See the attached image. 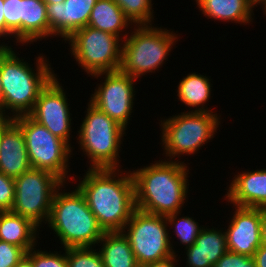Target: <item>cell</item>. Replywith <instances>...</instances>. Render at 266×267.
I'll return each mask as SVG.
<instances>
[{"label":"cell","mask_w":266,"mask_h":267,"mask_svg":"<svg viewBox=\"0 0 266 267\" xmlns=\"http://www.w3.org/2000/svg\"><path fill=\"white\" fill-rule=\"evenodd\" d=\"M121 172L89 168L76 186L104 232L122 231L136 209L131 171Z\"/></svg>","instance_id":"cell-1"},{"label":"cell","mask_w":266,"mask_h":267,"mask_svg":"<svg viewBox=\"0 0 266 267\" xmlns=\"http://www.w3.org/2000/svg\"><path fill=\"white\" fill-rule=\"evenodd\" d=\"M157 161L131 171L135 206L137 209L160 216L180 212L188 193L189 167L184 161Z\"/></svg>","instance_id":"cell-2"},{"label":"cell","mask_w":266,"mask_h":267,"mask_svg":"<svg viewBox=\"0 0 266 267\" xmlns=\"http://www.w3.org/2000/svg\"><path fill=\"white\" fill-rule=\"evenodd\" d=\"M14 51L10 46H0V115L10 118L28 115L33 110L40 91L56 75L43 54L37 57L35 70Z\"/></svg>","instance_id":"cell-3"},{"label":"cell","mask_w":266,"mask_h":267,"mask_svg":"<svg viewBox=\"0 0 266 267\" xmlns=\"http://www.w3.org/2000/svg\"><path fill=\"white\" fill-rule=\"evenodd\" d=\"M64 184L54 194L47 222L49 228L61 240L63 250L99 245L104 231L99 226L96 216L77 187L71 192H61L60 188H65Z\"/></svg>","instance_id":"cell-4"},{"label":"cell","mask_w":266,"mask_h":267,"mask_svg":"<svg viewBox=\"0 0 266 267\" xmlns=\"http://www.w3.org/2000/svg\"><path fill=\"white\" fill-rule=\"evenodd\" d=\"M134 31L124 34L121 39L122 60L120 71L134 79L161 68L167 60L172 46L178 41V35L166 28L151 25H135Z\"/></svg>","instance_id":"cell-5"},{"label":"cell","mask_w":266,"mask_h":267,"mask_svg":"<svg viewBox=\"0 0 266 267\" xmlns=\"http://www.w3.org/2000/svg\"><path fill=\"white\" fill-rule=\"evenodd\" d=\"M86 109L77 140L91 162L90 169H118L120 145L126 130L92 103L89 102Z\"/></svg>","instance_id":"cell-6"},{"label":"cell","mask_w":266,"mask_h":267,"mask_svg":"<svg viewBox=\"0 0 266 267\" xmlns=\"http://www.w3.org/2000/svg\"><path fill=\"white\" fill-rule=\"evenodd\" d=\"M220 116L213 112L186 111L161 121L162 147L167 160L195 154L214 138Z\"/></svg>","instance_id":"cell-7"},{"label":"cell","mask_w":266,"mask_h":267,"mask_svg":"<svg viewBox=\"0 0 266 267\" xmlns=\"http://www.w3.org/2000/svg\"><path fill=\"white\" fill-rule=\"evenodd\" d=\"M165 216L135 209L122 232L140 267L176 255ZM127 230V231H126ZM170 237V238H169Z\"/></svg>","instance_id":"cell-8"},{"label":"cell","mask_w":266,"mask_h":267,"mask_svg":"<svg viewBox=\"0 0 266 267\" xmlns=\"http://www.w3.org/2000/svg\"><path fill=\"white\" fill-rule=\"evenodd\" d=\"M13 120L22 130L32 168L47 170L66 183L72 147L29 115H21Z\"/></svg>","instance_id":"cell-9"},{"label":"cell","mask_w":266,"mask_h":267,"mask_svg":"<svg viewBox=\"0 0 266 267\" xmlns=\"http://www.w3.org/2000/svg\"><path fill=\"white\" fill-rule=\"evenodd\" d=\"M90 26L74 32L66 41L71 54L89 75L118 71L122 60L123 40Z\"/></svg>","instance_id":"cell-10"},{"label":"cell","mask_w":266,"mask_h":267,"mask_svg":"<svg viewBox=\"0 0 266 267\" xmlns=\"http://www.w3.org/2000/svg\"><path fill=\"white\" fill-rule=\"evenodd\" d=\"M14 183L15 200L11 212L30 219L38 227L42 222L46 224L54 194L64 182L47 170L30 168L16 177Z\"/></svg>","instance_id":"cell-11"},{"label":"cell","mask_w":266,"mask_h":267,"mask_svg":"<svg viewBox=\"0 0 266 267\" xmlns=\"http://www.w3.org/2000/svg\"><path fill=\"white\" fill-rule=\"evenodd\" d=\"M104 75V82H101L97 87L98 89H95L89 102L127 130L128 121L133 112L134 93L136 92L134 81L136 82L137 79L122 73L120 70L100 72L91 76L98 79Z\"/></svg>","instance_id":"cell-12"},{"label":"cell","mask_w":266,"mask_h":267,"mask_svg":"<svg viewBox=\"0 0 266 267\" xmlns=\"http://www.w3.org/2000/svg\"><path fill=\"white\" fill-rule=\"evenodd\" d=\"M56 76L40 91L33 110L28 115L70 146L72 119L68 98Z\"/></svg>","instance_id":"cell-13"},{"label":"cell","mask_w":266,"mask_h":267,"mask_svg":"<svg viewBox=\"0 0 266 267\" xmlns=\"http://www.w3.org/2000/svg\"><path fill=\"white\" fill-rule=\"evenodd\" d=\"M234 213L225 229L228 251L253 257L262 245V209L235 206Z\"/></svg>","instance_id":"cell-14"},{"label":"cell","mask_w":266,"mask_h":267,"mask_svg":"<svg viewBox=\"0 0 266 267\" xmlns=\"http://www.w3.org/2000/svg\"><path fill=\"white\" fill-rule=\"evenodd\" d=\"M97 0H66L64 3L46 4L50 36L67 40L74 32L88 25L92 8Z\"/></svg>","instance_id":"cell-15"},{"label":"cell","mask_w":266,"mask_h":267,"mask_svg":"<svg viewBox=\"0 0 266 267\" xmlns=\"http://www.w3.org/2000/svg\"><path fill=\"white\" fill-rule=\"evenodd\" d=\"M224 199L234 206L266 210V169L238 172Z\"/></svg>","instance_id":"cell-16"},{"label":"cell","mask_w":266,"mask_h":267,"mask_svg":"<svg viewBox=\"0 0 266 267\" xmlns=\"http://www.w3.org/2000/svg\"><path fill=\"white\" fill-rule=\"evenodd\" d=\"M32 168L20 126L13 120L4 130L0 149V172L16 178Z\"/></svg>","instance_id":"cell-17"},{"label":"cell","mask_w":266,"mask_h":267,"mask_svg":"<svg viewBox=\"0 0 266 267\" xmlns=\"http://www.w3.org/2000/svg\"><path fill=\"white\" fill-rule=\"evenodd\" d=\"M217 228H204L195 244L185 248L186 267H214L217 261L228 251L226 232Z\"/></svg>","instance_id":"cell-18"},{"label":"cell","mask_w":266,"mask_h":267,"mask_svg":"<svg viewBox=\"0 0 266 267\" xmlns=\"http://www.w3.org/2000/svg\"><path fill=\"white\" fill-rule=\"evenodd\" d=\"M38 228L21 215L11 211L0 212V241L21 247L26 253L37 245Z\"/></svg>","instance_id":"cell-19"},{"label":"cell","mask_w":266,"mask_h":267,"mask_svg":"<svg viewBox=\"0 0 266 267\" xmlns=\"http://www.w3.org/2000/svg\"><path fill=\"white\" fill-rule=\"evenodd\" d=\"M196 4L207 19L240 24L253 20L254 5L251 0H196Z\"/></svg>","instance_id":"cell-20"},{"label":"cell","mask_w":266,"mask_h":267,"mask_svg":"<svg viewBox=\"0 0 266 267\" xmlns=\"http://www.w3.org/2000/svg\"><path fill=\"white\" fill-rule=\"evenodd\" d=\"M49 36L50 27L43 0H22L21 43H33Z\"/></svg>","instance_id":"cell-21"},{"label":"cell","mask_w":266,"mask_h":267,"mask_svg":"<svg viewBox=\"0 0 266 267\" xmlns=\"http://www.w3.org/2000/svg\"><path fill=\"white\" fill-rule=\"evenodd\" d=\"M98 243L104 267H140L122 231L104 232Z\"/></svg>","instance_id":"cell-22"},{"label":"cell","mask_w":266,"mask_h":267,"mask_svg":"<svg viewBox=\"0 0 266 267\" xmlns=\"http://www.w3.org/2000/svg\"><path fill=\"white\" fill-rule=\"evenodd\" d=\"M130 24L133 25L114 0H97L87 26L120 38L123 35L120 32L126 31Z\"/></svg>","instance_id":"cell-23"},{"label":"cell","mask_w":266,"mask_h":267,"mask_svg":"<svg viewBox=\"0 0 266 267\" xmlns=\"http://www.w3.org/2000/svg\"><path fill=\"white\" fill-rule=\"evenodd\" d=\"M211 80L206 75L190 73L184 76L178 84V99L188 107H195V112H213L204 104L211 96ZM200 106V107H199ZM205 106V107H204Z\"/></svg>","instance_id":"cell-24"},{"label":"cell","mask_w":266,"mask_h":267,"mask_svg":"<svg viewBox=\"0 0 266 267\" xmlns=\"http://www.w3.org/2000/svg\"><path fill=\"white\" fill-rule=\"evenodd\" d=\"M178 214L181 215V212H176L166 216L167 224L173 225L176 237H178L180 244L185 245V248H188L195 244V241L198 235L201 233L202 227L198 222H195L193 217L185 216L178 218ZM178 218V219H177Z\"/></svg>","instance_id":"cell-25"},{"label":"cell","mask_w":266,"mask_h":267,"mask_svg":"<svg viewBox=\"0 0 266 267\" xmlns=\"http://www.w3.org/2000/svg\"><path fill=\"white\" fill-rule=\"evenodd\" d=\"M135 25H151L154 19L151 0H114Z\"/></svg>","instance_id":"cell-26"},{"label":"cell","mask_w":266,"mask_h":267,"mask_svg":"<svg viewBox=\"0 0 266 267\" xmlns=\"http://www.w3.org/2000/svg\"><path fill=\"white\" fill-rule=\"evenodd\" d=\"M95 247L66 248L68 267H104Z\"/></svg>","instance_id":"cell-27"},{"label":"cell","mask_w":266,"mask_h":267,"mask_svg":"<svg viewBox=\"0 0 266 267\" xmlns=\"http://www.w3.org/2000/svg\"><path fill=\"white\" fill-rule=\"evenodd\" d=\"M5 37L13 35L21 43L22 0H4Z\"/></svg>","instance_id":"cell-28"},{"label":"cell","mask_w":266,"mask_h":267,"mask_svg":"<svg viewBox=\"0 0 266 267\" xmlns=\"http://www.w3.org/2000/svg\"><path fill=\"white\" fill-rule=\"evenodd\" d=\"M31 248L26 255L32 260L33 267H68L66 248L65 253L47 252Z\"/></svg>","instance_id":"cell-29"},{"label":"cell","mask_w":266,"mask_h":267,"mask_svg":"<svg viewBox=\"0 0 266 267\" xmlns=\"http://www.w3.org/2000/svg\"><path fill=\"white\" fill-rule=\"evenodd\" d=\"M15 200L14 178L0 172V212L11 211Z\"/></svg>","instance_id":"cell-30"},{"label":"cell","mask_w":266,"mask_h":267,"mask_svg":"<svg viewBox=\"0 0 266 267\" xmlns=\"http://www.w3.org/2000/svg\"><path fill=\"white\" fill-rule=\"evenodd\" d=\"M25 254L21 247L0 241V267H15Z\"/></svg>","instance_id":"cell-31"},{"label":"cell","mask_w":266,"mask_h":267,"mask_svg":"<svg viewBox=\"0 0 266 267\" xmlns=\"http://www.w3.org/2000/svg\"><path fill=\"white\" fill-rule=\"evenodd\" d=\"M214 267H256V264L253 257L227 251Z\"/></svg>","instance_id":"cell-32"},{"label":"cell","mask_w":266,"mask_h":267,"mask_svg":"<svg viewBox=\"0 0 266 267\" xmlns=\"http://www.w3.org/2000/svg\"><path fill=\"white\" fill-rule=\"evenodd\" d=\"M177 256L178 255H173V256L166 258L164 260L155 261L153 263L143 265L142 267H175V264L177 262H179L178 259H176Z\"/></svg>","instance_id":"cell-33"},{"label":"cell","mask_w":266,"mask_h":267,"mask_svg":"<svg viewBox=\"0 0 266 267\" xmlns=\"http://www.w3.org/2000/svg\"><path fill=\"white\" fill-rule=\"evenodd\" d=\"M253 258L255 259L256 267H266V245L262 244L256 250Z\"/></svg>","instance_id":"cell-34"},{"label":"cell","mask_w":266,"mask_h":267,"mask_svg":"<svg viewBox=\"0 0 266 267\" xmlns=\"http://www.w3.org/2000/svg\"><path fill=\"white\" fill-rule=\"evenodd\" d=\"M4 0H0V37H5V18H4ZM0 46H8L7 44H0Z\"/></svg>","instance_id":"cell-35"},{"label":"cell","mask_w":266,"mask_h":267,"mask_svg":"<svg viewBox=\"0 0 266 267\" xmlns=\"http://www.w3.org/2000/svg\"><path fill=\"white\" fill-rule=\"evenodd\" d=\"M13 121V118L0 115V149L3 137V130Z\"/></svg>","instance_id":"cell-36"},{"label":"cell","mask_w":266,"mask_h":267,"mask_svg":"<svg viewBox=\"0 0 266 267\" xmlns=\"http://www.w3.org/2000/svg\"><path fill=\"white\" fill-rule=\"evenodd\" d=\"M261 242L266 245V210L262 209L261 219Z\"/></svg>","instance_id":"cell-37"},{"label":"cell","mask_w":266,"mask_h":267,"mask_svg":"<svg viewBox=\"0 0 266 267\" xmlns=\"http://www.w3.org/2000/svg\"><path fill=\"white\" fill-rule=\"evenodd\" d=\"M15 267H33L32 260L25 254Z\"/></svg>","instance_id":"cell-38"},{"label":"cell","mask_w":266,"mask_h":267,"mask_svg":"<svg viewBox=\"0 0 266 267\" xmlns=\"http://www.w3.org/2000/svg\"><path fill=\"white\" fill-rule=\"evenodd\" d=\"M66 0H43L45 4L64 3Z\"/></svg>","instance_id":"cell-39"},{"label":"cell","mask_w":266,"mask_h":267,"mask_svg":"<svg viewBox=\"0 0 266 267\" xmlns=\"http://www.w3.org/2000/svg\"><path fill=\"white\" fill-rule=\"evenodd\" d=\"M251 1L254 6H257V4L260 5L262 3L263 7H266V0H251Z\"/></svg>","instance_id":"cell-40"},{"label":"cell","mask_w":266,"mask_h":267,"mask_svg":"<svg viewBox=\"0 0 266 267\" xmlns=\"http://www.w3.org/2000/svg\"><path fill=\"white\" fill-rule=\"evenodd\" d=\"M1 97H2V88H1V78H0V105H1Z\"/></svg>","instance_id":"cell-41"}]
</instances>
